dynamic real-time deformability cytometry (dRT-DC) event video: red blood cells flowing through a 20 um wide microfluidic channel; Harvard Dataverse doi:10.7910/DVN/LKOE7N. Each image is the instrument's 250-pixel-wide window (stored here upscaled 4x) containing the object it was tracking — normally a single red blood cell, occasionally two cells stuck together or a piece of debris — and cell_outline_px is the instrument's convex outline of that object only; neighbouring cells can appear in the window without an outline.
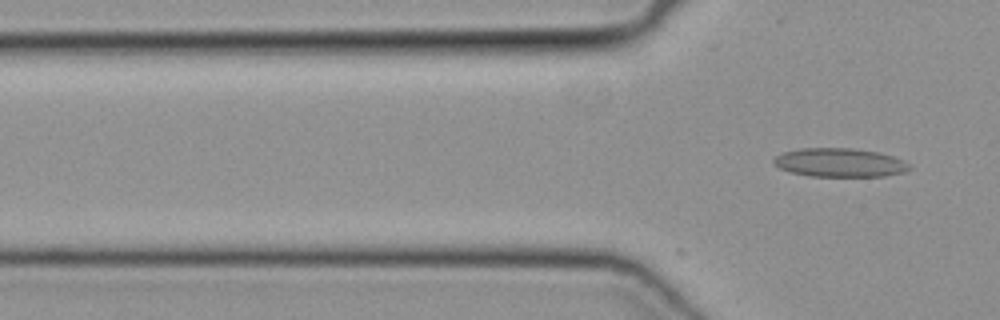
{"species": "common noctule bat (a hibernating species)", "species_latin": "Nyctalus noctula", "temperature_condition": "cold", "stored_images_in_passage": 2, "camera_frame_rate_fps": 3000, "um_per_image_px": 0.085, "animal": {"sex": "female", "body_mass_g": 19.3, "forearm_length_mm": 54.1}, "frame": {"image": 1, "passage_image": 2, "time_ms": 0.333, "image_size_px": [1000, 320], "cell_outline_px": [[912, 168], [904, 172], [884, 176], [808, 176], [788, 172], [772, 164], [772, 160], [776, 156], [784, 152], [804, 148], [848, 148], [876, 152], [892, 156], [904, 160]], "centroid_in_image_um": [71.34, 13.83], "position_along_channel_um": 54.5, "area_um2": 22.66}}